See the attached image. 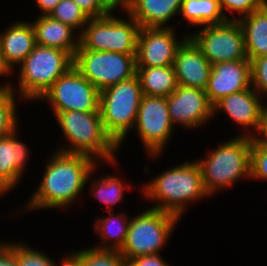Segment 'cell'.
Wrapping results in <instances>:
<instances>
[{
	"mask_svg": "<svg viewBox=\"0 0 267 266\" xmlns=\"http://www.w3.org/2000/svg\"><path fill=\"white\" fill-rule=\"evenodd\" d=\"M44 166V174L22 211L67 209L74 207L87 185L94 166V159L80 154L53 150Z\"/></svg>",
	"mask_w": 267,
	"mask_h": 266,
	"instance_id": "1",
	"label": "cell"
},
{
	"mask_svg": "<svg viewBox=\"0 0 267 266\" xmlns=\"http://www.w3.org/2000/svg\"><path fill=\"white\" fill-rule=\"evenodd\" d=\"M189 161L162 171L142 185L140 190L146 200L156 202L151 208L180 219L187 212L188 204L210 197L205 190L199 164L196 160Z\"/></svg>",
	"mask_w": 267,
	"mask_h": 266,
	"instance_id": "2",
	"label": "cell"
},
{
	"mask_svg": "<svg viewBox=\"0 0 267 266\" xmlns=\"http://www.w3.org/2000/svg\"><path fill=\"white\" fill-rule=\"evenodd\" d=\"M60 131L67 141L66 146L56 147L60 152L86 155L96 162L116 167L118 145L105 132L100 111L53 112ZM98 157V158H97Z\"/></svg>",
	"mask_w": 267,
	"mask_h": 266,
	"instance_id": "3",
	"label": "cell"
},
{
	"mask_svg": "<svg viewBox=\"0 0 267 266\" xmlns=\"http://www.w3.org/2000/svg\"><path fill=\"white\" fill-rule=\"evenodd\" d=\"M253 138L233 136L213 150L207 157L197 159L206 192L212 197L221 189L228 190L240 179L250 178L251 147Z\"/></svg>",
	"mask_w": 267,
	"mask_h": 266,
	"instance_id": "4",
	"label": "cell"
},
{
	"mask_svg": "<svg viewBox=\"0 0 267 266\" xmlns=\"http://www.w3.org/2000/svg\"><path fill=\"white\" fill-rule=\"evenodd\" d=\"M73 63L74 58L68 52L36 44L33 51L18 65V88H14L9 81L0 86H10L21 97L20 100L32 103L39 100L60 76L73 67Z\"/></svg>",
	"mask_w": 267,
	"mask_h": 266,
	"instance_id": "5",
	"label": "cell"
},
{
	"mask_svg": "<svg viewBox=\"0 0 267 266\" xmlns=\"http://www.w3.org/2000/svg\"><path fill=\"white\" fill-rule=\"evenodd\" d=\"M142 96L137 75L100 91L99 111L103 127L119 149L135 126Z\"/></svg>",
	"mask_w": 267,
	"mask_h": 266,
	"instance_id": "6",
	"label": "cell"
},
{
	"mask_svg": "<svg viewBox=\"0 0 267 266\" xmlns=\"http://www.w3.org/2000/svg\"><path fill=\"white\" fill-rule=\"evenodd\" d=\"M178 220L180 219L175 215L151 207L138 212L129 222L120 254L126 261L140 256L161 254V250L174 234Z\"/></svg>",
	"mask_w": 267,
	"mask_h": 266,
	"instance_id": "7",
	"label": "cell"
},
{
	"mask_svg": "<svg viewBox=\"0 0 267 266\" xmlns=\"http://www.w3.org/2000/svg\"><path fill=\"white\" fill-rule=\"evenodd\" d=\"M126 15L128 19L115 17V14L89 18L79 35L77 50L136 54L140 26L129 14Z\"/></svg>",
	"mask_w": 267,
	"mask_h": 266,
	"instance_id": "8",
	"label": "cell"
},
{
	"mask_svg": "<svg viewBox=\"0 0 267 266\" xmlns=\"http://www.w3.org/2000/svg\"><path fill=\"white\" fill-rule=\"evenodd\" d=\"M136 54L77 50L73 66L99 91L136 75Z\"/></svg>",
	"mask_w": 267,
	"mask_h": 266,
	"instance_id": "9",
	"label": "cell"
},
{
	"mask_svg": "<svg viewBox=\"0 0 267 266\" xmlns=\"http://www.w3.org/2000/svg\"><path fill=\"white\" fill-rule=\"evenodd\" d=\"M134 128L148 158H160L175 128L169 116L167 97L143 95Z\"/></svg>",
	"mask_w": 267,
	"mask_h": 266,
	"instance_id": "10",
	"label": "cell"
},
{
	"mask_svg": "<svg viewBox=\"0 0 267 266\" xmlns=\"http://www.w3.org/2000/svg\"><path fill=\"white\" fill-rule=\"evenodd\" d=\"M188 34L211 64L249 60L245 50L244 33L238 20L197 27Z\"/></svg>",
	"mask_w": 267,
	"mask_h": 266,
	"instance_id": "11",
	"label": "cell"
},
{
	"mask_svg": "<svg viewBox=\"0 0 267 266\" xmlns=\"http://www.w3.org/2000/svg\"><path fill=\"white\" fill-rule=\"evenodd\" d=\"M100 91L76 68L71 67L37 100L48 102L51 111H99Z\"/></svg>",
	"mask_w": 267,
	"mask_h": 266,
	"instance_id": "12",
	"label": "cell"
},
{
	"mask_svg": "<svg viewBox=\"0 0 267 266\" xmlns=\"http://www.w3.org/2000/svg\"><path fill=\"white\" fill-rule=\"evenodd\" d=\"M175 29L176 27L140 28L137 36L136 67L173 65L178 47L188 37L185 33L179 39Z\"/></svg>",
	"mask_w": 267,
	"mask_h": 266,
	"instance_id": "13",
	"label": "cell"
},
{
	"mask_svg": "<svg viewBox=\"0 0 267 266\" xmlns=\"http://www.w3.org/2000/svg\"><path fill=\"white\" fill-rule=\"evenodd\" d=\"M167 104L175 128L180 125L184 130L195 131L214 117L213 105L202 89L177 85L176 90L167 97Z\"/></svg>",
	"mask_w": 267,
	"mask_h": 266,
	"instance_id": "14",
	"label": "cell"
},
{
	"mask_svg": "<svg viewBox=\"0 0 267 266\" xmlns=\"http://www.w3.org/2000/svg\"><path fill=\"white\" fill-rule=\"evenodd\" d=\"M262 99L252 87L232 93L213 105V116L219 112L226 113L235 124L240 125L241 129L244 128L238 136L256 138L262 127ZM249 128L253 129V132Z\"/></svg>",
	"mask_w": 267,
	"mask_h": 266,
	"instance_id": "15",
	"label": "cell"
},
{
	"mask_svg": "<svg viewBox=\"0 0 267 266\" xmlns=\"http://www.w3.org/2000/svg\"><path fill=\"white\" fill-rule=\"evenodd\" d=\"M251 87V61H226L212 64L205 89L212 105L221 98Z\"/></svg>",
	"mask_w": 267,
	"mask_h": 266,
	"instance_id": "16",
	"label": "cell"
},
{
	"mask_svg": "<svg viewBox=\"0 0 267 266\" xmlns=\"http://www.w3.org/2000/svg\"><path fill=\"white\" fill-rule=\"evenodd\" d=\"M173 67L177 85L206 89L212 64L189 36L178 47Z\"/></svg>",
	"mask_w": 267,
	"mask_h": 266,
	"instance_id": "17",
	"label": "cell"
},
{
	"mask_svg": "<svg viewBox=\"0 0 267 266\" xmlns=\"http://www.w3.org/2000/svg\"><path fill=\"white\" fill-rule=\"evenodd\" d=\"M18 132L0 138V180L11 190L21 182L31 153Z\"/></svg>",
	"mask_w": 267,
	"mask_h": 266,
	"instance_id": "18",
	"label": "cell"
},
{
	"mask_svg": "<svg viewBox=\"0 0 267 266\" xmlns=\"http://www.w3.org/2000/svg\"><path fill=\"white\" fill-rule=\"evenodd\" d=\"M30 22L37 45L62 49L74 58L79 48V35L73 28L49 15H39Z\"/></svg>",
	"mask_w": 267,
	"mask_h": 266,
	"instance_id": "19",
	"label": "cell"
},
{
	"mask_svg": "<svg viewBox=\"0 0 267 266\" xmlns=\"http://www.w3.org/2000/svg\"><path fill=\"white\" fill-rule=\"evenodd\" d=\"M183 0H132L128 13L140 28H171V19L180 13Z\"/></svg>",
	"mask_w": 267,
	"mask_h": 266,
	"instance_id": "20",
	"label": "cell"
},
{
	"mask_svg": "<svg viewBox=\"0 0 267 266\" xmlns=\"http://www.w3.org/2000/svg\"><path fill=\"white\" fill-rule=\"evenodd\" d=\"M4 32V33H3ZM0 33V43L6 63L14 71L36 45L35 33L30 21H14Z\"/></svg>",
	"mask_w": 267,
	"mask_h": 266,
	"instance_id": "21",
	"label": "cell"
},
{
	"mask_svg": "<svg viewBox=\"0 0 267 266\" xmlns=\"http://www.w3.org/2000/svg\"><path fill=\"white\" fill-rule=\"evenodd\" d=\"M245 50L248 59L260 57L267 54V4L249 15L240 18Z\"/></svg>",
	"mask_w": 267,
	"mask_h": 266,
	"instance_id": "22",
	"label": "cell"
},
{
	"mask_svg": "<svg viewBox=\"0 0 267 266\" xmlns=\"http://www.w3.org/2000/svg\"><path fill=\"white\" fill-rule=\"evenodd\" d=\"M106 213L108 216L97 217L94 222L93 231L100 235L99 244H101L93 247L119 251L125 243L131 218L124 212H118L117 215L113 211H106Z\"/></svg>",
	"mask_w": 267,
	"mask_h": 266,
	"instance_id": "23",
	"label": "cell"
},
{
	"mask_svg": "<svg viewBox=\"0 0 267 266\" xmlns=\"http://www.w3.org/2000/svg\"><path fill=\"white\" fill-rule=\"evenodd\" d=\"M143 95L170 96L177 87L173 65L164 67H136Z\"/></svg>",
	"mask_w": 267,
	"mask_h": 266,
	"instance_id": "24",
	"label": "cell"
},
{
	"mask_svg": "<svg viewBox=\"0 0 267 266\" xmlns=\"http://www.w3.org/2000/svg\"><path fill=\"white\" fill-rule=\"evenodd\" d=\"M98 165H102L101 163H97L91 173L88 176L87 181H91L89 183L90 185V194L91 197L99 200L98 202L103 203L106 205L107 211H114V206L117 205L118 203H122L123 197H124V192L127 191L129 188L131 190V184L126 183L125 181H121L118 176L116 177L113 174H107L106 176H98L97 178L93 174V172L99 168ZM94 175V176H93ZM92 177H95L93 180H90Z\"/></svg>",
	"mask_w": 267,
	"mask_h": 266,
	"instance_id": "25",
	"label": "cell"
},
{
	"mask_svg": "<svg viewBox=\"0 0 267 266\" xmlns=\"http://www.w3.org/2000/svg\"><path fill=\"white\" fill-rule=\"evenodd\" d=\"M188 25L206 26L226 22L219 0H183L180 13Z\"/></svg>",
	"mask_w": 267,
	"mask_h": 266,
	"instance_id": "26",
	"label": "cell"
},
{
	"mask_svg": "<svg viewBox=\"0 0 267 266\" xmlns=\"http://www.w3.org/2000/svg\"><path fill=\"white\" fill-rule=\"evenodd\" d=\"M68 255L78 266H127V261L117 250L90 247Z\"/></svg>",
	"mask_w": 267,
	"mask_h": 266,
	"instance_id": "27",
	"label": "cell"
},
{
	"mask_svg": "<svg viewBox=\"0 0 267 266\" xmlns=\"http://www.w3.org/2000/svg\"><path fill=\"white\" fill-rule=\"evenodd\" d=\"M10 86H0V138L12 134L18 126V95ZM17 98V99H16Z\"/></svg>",
	"mask_w": 267,
	"mask_h": 266,
	"instance_id": "28",
	"label": "cell"
},
{
	"mask_svg": "<svg viewBox=\"0 0 267 266\" xmlns=\"http://www.w3.org/2000/svg\"><path fill=\"white\" fill-rule=\"evenodd\" d=\"M49 16L70 26L78 32V35L81 34L89 20V17L73 0H60Z\"/></svg>",
	"mask_w": 267,
	"mask_h": 266,
	"instance_id": "29",
	"label": "cell"
},
{
	"mask_svg": "<svg viewBox=\"0 0 267 266\" xmlns=\"http://www.w3.org/2000/svg\"><path fill=\"white\" fill-rule=\"evenodd\" d=\"M24 243L25 242L22 241L16 243L18 266H61V264L69 257L68 254H64V258L58 263L56 260H52L45 251L42 252L39 249L31 248L28 243Z\"/></svg>",
	"mask_w": 267,
	"mask_h": 266,
	"instance_id": "30",
	"label": "cell"
},
{
	"mask_svg": "<svg viewBox=\"0 0 267 266\" xmlns=\"http://www.w3.org/2000/svg\"><path fill=\"white\" fill-rule=\"evenodd\" d=\"M253 179L267 181V141L257 137L251 147L250 180Z\"/></svg>",
	"mask_w": 267,
	"mask_h": 266,
	"instance_id": "31",
	"label": "cell"
},
{
	"mask_svg": "<svg viewBox=\"0 0 267 266\" xmlns=\"http://www.w3.org/2000/svg\"><path fill=\"white\" fill-rule=\"evenodd\" d=\"M219 1L222 13L224 14L226 20H233V21L234 20L237 21L240 18H243L256 10L261 9L267 4V0H219ZM229 12L231 13L233 18L231 16L229 17ZM235 13L236 15H234Z\"/></svg>",
	"mask_w": 267,
	"mask_h": 266,
	"instance_id": "32",
	"label": "cell"
},
{
	"mask_svg": "<svg viewBox=\"0 0 267 266\" xmlns=\"http://www.w3.org/2000/svg\"><path fill=\"white\" fill-rule=\"evenodd\" d=\"M251 87L263 98L267 96V54L251 60Z\"/></svg>",
	"mask_w": 267,
	"mask_h": 266,
	"instance_id": "33",
	"label": "cell"
},
{
	"mask_svg": "<svg viewBox=\"0 0 267 266\" xmlns=\"http://www.w3.org/2000/svg\"><path fill=\"white\" fill-rule=\"evenodd\" d=\"M0 266H18L16 242H0Z\"/></svg>",
	"mask_w": 267,
	"mask_h": 266,
	"instance_id": "34",
	"label": "cell"
},
{
	"mask_svg": "<svg viewBox=\"0 0 267 266\" xmlns=\"http://www.w3.org/2000/svg\"><path fill=\"white\" fill-rule=\"evenodd\" d=\"M80 9L89 17L96 18L108 15L100 6L99 0H73Z\"/></svg>",
	"mask_w": 267,
	"mask_h": 266,
	"instance_id": "35",
	"label": "cell"
},
{
	"mask_svg": "<svg viewBox=\"0 0 267 266\" xmlns=\"http://www.w3.org/2000/svg\"><path fill=\"white\" fill-rule=\"evenodd\" d=\"M127 266H170V264L160 254H153L129 259Z\"/></svg>",
	"mask_w": 267,
	"mask_h": 266,
	"instance_id": "36",
	"label": "cell"
},
{
	"mask_svg": "<svg viewBox=\"0 0 267 266\" xmlns=\"http://www.w3.org/2000/svg\"><path fill=\"white\" fill-rule=\"evenodd\" d=\"M99 3L108 14H113L115 9L118 11L117 8H121L128 14L132 6V0H99Z\"/></svg>",
	"mask_w": 267,
	"mask_h": 266,
	"instance_id": "37",
	"label": "cell"
},
{
	"mask_svg": "<svg viewBox=\"0 0 267 266\" xmlns=\"http://www.w3.org/2000/svg\"><path fill=\"white\" fill-rule=\"evenodd\" d=\"M60 0H35V4L40 10V15H49Z\"/></svg>",
	"mask_w": 267,
	"mask_h": 266,
	"instance_id": "38",
	"label": "cell"
},
{
	"mask_svg": "<svg viewBox=\"0 0 267 266\" xmlns=\"http://www.w3.org/2000/svg\"><path fill=\"white\" fill-rule=\"evenodd\" d=\"M263 100L265 101L263 103L262 127L259 135H257V138L267 141V103H265L266 99Z\"/></svg>",
	"mask_w": 267,
	"mask_h": 266,
	"instance_id": "39",
	"label": "cell"
},
{
	"mask_svg": "<svg viewBox=\"0 0 267 266\" xmlns=\"http://www.w3.org/2000/svg\"><path fill=\"white\" fill-rule=\"evenodd\" d=\"M13 71L9 65L6 63L3 55L2 45L0 43V77H8L13 74Z\"/></svg>",
	"mask_w": 267,
	"mask_h": 266,
	"instance_id": "40",
	"label": "cell"
},
{
	"mask_svg": "<svg viewBox=\"0 0 267 266\" xmlns=\"http://www.w3.org/2000/svg\"><path fill=\"white\" fill-rule=\"evenodd\" d=\"M9 191L11 192L12 190L0 180V197L3 194L9 193Z\"/></svg>",
	"mask_w": 267,
	"mask_h": 266,
	"instance_id": "41",
	"label": "cell"
},
{
	"mask_svg": "<svg viewBox=\"0 0 267 266\" xmlns=\"http://www.w3.org/2000/svg\"><path fill=\"white\" fill-rule=\"evenodd\" d=\"M61 266H78L70 257H68Z\"/></svg>",
	"mask_w": 267,
	"mask_h": 266,
	"instance_id": "42",
	"label": "cell"
}]
</instances>
